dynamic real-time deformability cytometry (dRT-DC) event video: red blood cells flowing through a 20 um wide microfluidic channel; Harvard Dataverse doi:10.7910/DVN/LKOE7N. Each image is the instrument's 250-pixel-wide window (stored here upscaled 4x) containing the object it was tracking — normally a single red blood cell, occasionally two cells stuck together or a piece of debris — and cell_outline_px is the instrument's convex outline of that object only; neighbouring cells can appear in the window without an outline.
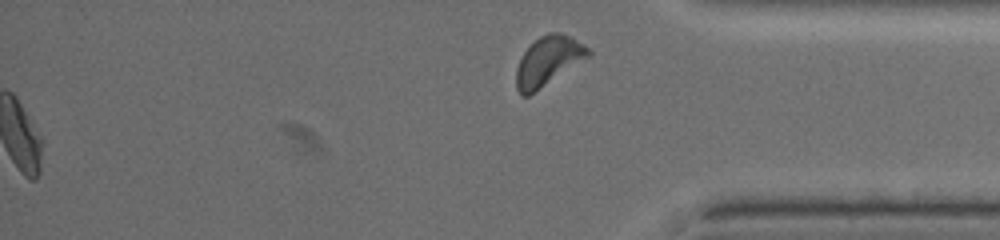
{"species": "common noctule bat (a hibernating species)", "species_latin": "Nyctalus noctula", "temperature_condition": "warm", "stored_images_in_passage": 61, "segment_of_instrument_passage": [2, 2], "camera_frame_rate_fps": 3000, "um_per_image_px": 0.085, "animal": {"sex": "female", "body_mass_g": 19.5, "forearm_length_mm": 54.1}, "frame": {"image": 1, "passage_image": 61, "time_ms": 20.0, "image_size_px": [1000, 240], "cell_outline_px": [[592, 52], [588, 56], [528, 96], [520, 96], [516, 88], [516, 68], [524, 52], [540, 36], [548, 32], [560, 32], [584, 44]], "centroid_in_image_um": [46.56, 5.18], "position_along_channel_um": 388.6, "area_um2": 20.06}}